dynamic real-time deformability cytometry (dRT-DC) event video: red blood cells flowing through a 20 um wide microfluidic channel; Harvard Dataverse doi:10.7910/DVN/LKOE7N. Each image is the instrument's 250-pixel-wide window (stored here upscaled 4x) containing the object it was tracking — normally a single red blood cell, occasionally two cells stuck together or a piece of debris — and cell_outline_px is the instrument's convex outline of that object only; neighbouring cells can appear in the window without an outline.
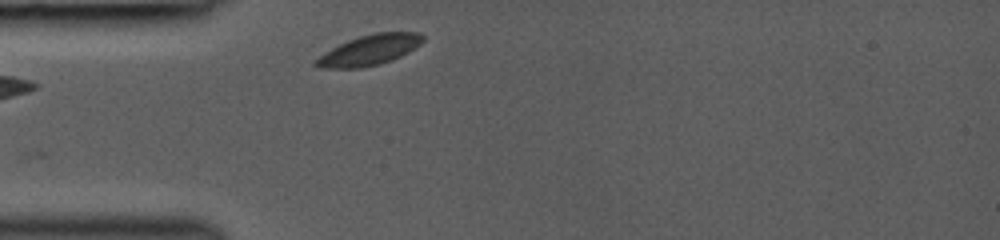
{"species": "common noctule bat (a hibernating species)", "species_latin": "Nyctalus noctula", "temperature_condition": "room temperature", "stored_images_in_passage": 16, "segment_of_instrument_passage": [1, 2], "camera_frame_rate_fps": 3000, "um_per_image_px": 0.085, "animal": {"sex": "female", "body_mass_g": 19.0, "forearm_length_mm": 53.3}, "frame": {"image": 1, "passage_image": 1, "time_ms": 0.0, "image_size_px": [1000, 240], "cell_outline_px": [[424, 40], [420, 44], [408, 52], [392, 60], [380, 64], [360, 68], [320, 68], [312, 64], [324, 52], [348, 40], [360, 36], [376, 32], [420, 32], [424, 36]], "centroid_in_image_um": [31.41, 4.25], "position_along_channel_um": 53.6, "area_um2": 18.84}}